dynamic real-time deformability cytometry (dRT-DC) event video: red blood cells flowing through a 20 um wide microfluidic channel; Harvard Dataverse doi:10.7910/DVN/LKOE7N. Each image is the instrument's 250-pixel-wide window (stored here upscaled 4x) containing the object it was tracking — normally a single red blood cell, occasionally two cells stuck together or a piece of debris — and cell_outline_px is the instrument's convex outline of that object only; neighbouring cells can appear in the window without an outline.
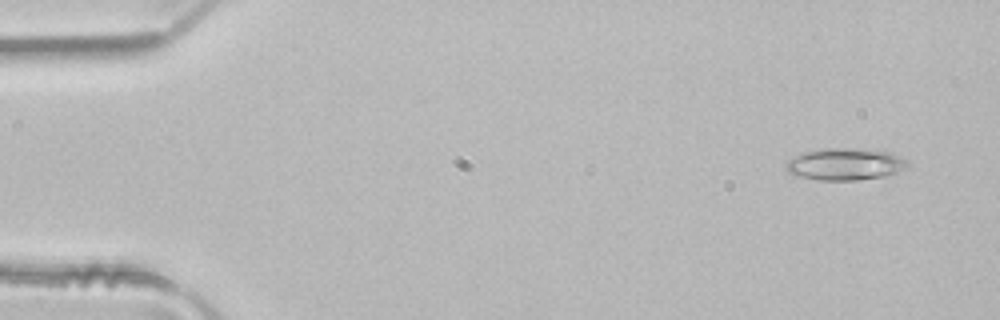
{"species": "common noctule bat (a hibernating species)", "species_latin": "Nyctalus noctula", "temperature_condition": "room temperature", "stored_images_in_passage": 3, "camera_frame_rate_fps": 3000, "um_per_image_px": 0.085, "animal": {"sex": "male", "body_mass_g": 21.5, "forearm_length_mm": 52.0}, "frame": {"image": 1, "passage_image": 1, "time_ms": 0.0, "image_size_px": [1000, 320], "cell_outline_px": [[908, 168], [884, 176], [856, 180], [820, 180], [800, 176], [788, 172], [784, 168], [788, 160], [792, 156], [804, 152], [820, 148], [856, 148], [892, 152], [900, 156], [908, 164]], "centroid_in_image_um": [71.81, 13.94], "position_along_channel_um": 13.2, "area_um2": 22.72}}